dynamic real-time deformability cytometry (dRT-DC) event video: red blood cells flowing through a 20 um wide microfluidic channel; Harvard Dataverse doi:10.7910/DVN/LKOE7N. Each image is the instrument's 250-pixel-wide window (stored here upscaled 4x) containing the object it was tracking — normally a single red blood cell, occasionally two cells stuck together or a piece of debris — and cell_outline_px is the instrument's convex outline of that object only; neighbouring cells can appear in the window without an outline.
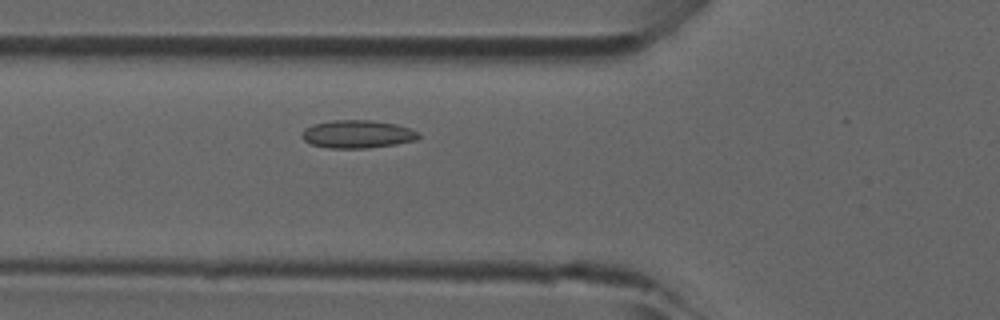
{"species": "common noctule bat (a hibernating species)", "species_latin": "Nyctalus noctula", "temperature_condition": "room temperature", "stored_images_in_passage": 44, "camera_frame_rate_fps": 3000, "um_per_image_px": 0.085, "animal": {"sex": "male", "forearm_length_mm": 52.5}, "frame": {"image": 1, "passage_image": 13, "time_ms": 4.0, "image_size_px": [1000, 320], "cell_outline_px": [[420, 136], [416, 140], [396, 144], [368, 148], [328, 148], [312, 144], [304, 140], [300, 136], [304, 128], [312, 124], [332, 120], [368, 120], [396, 124], [420, 132]], "centroid_in_image_um": [30.36, 11.4], "position_along_channel_um": 95.4, "area_um2": 19.07}}